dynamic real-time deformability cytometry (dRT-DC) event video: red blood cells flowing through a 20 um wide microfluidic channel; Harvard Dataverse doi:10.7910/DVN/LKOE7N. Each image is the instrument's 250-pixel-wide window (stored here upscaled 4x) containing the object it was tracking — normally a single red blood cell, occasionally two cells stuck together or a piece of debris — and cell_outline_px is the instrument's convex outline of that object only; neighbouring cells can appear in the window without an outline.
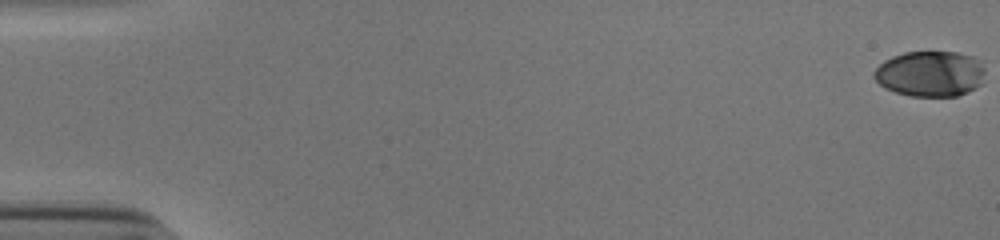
{"species": "human", "species_latin": "Homo sapiens", "temperature_condition": "cold", "stored_images_in_passage": 55, "camera_frame_rate_fps": 3000, "um_per_image_px": 0.085, "donor": {"sex": "male"}, "frame": {"image": 1, "passage_image": 1, "time_ms": 0.0, "image_size_px": [1000, 240], "cell_outline_px": [[984, 72], [980, 84], [976, 88], [968, 92], [956, 96], [908, 96], [884, 88], [872, 76], [872, 72], [884, 60], [892, 56], [904, 52], [956, 52], [976, 56], [980, 60], [984, 68]], "centroid_in_image_um": [79.06, 6.26], "position_along_channel_um": 5.9, "area_um2": 29.82}}
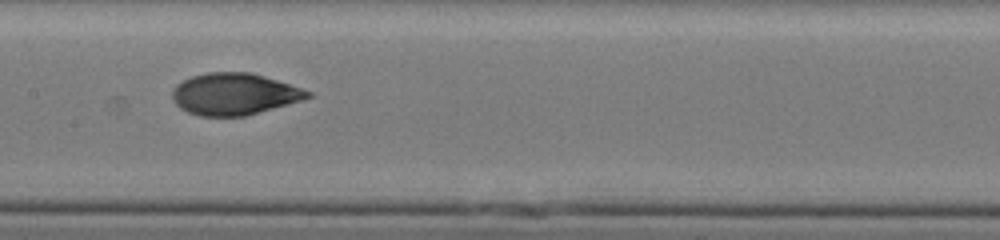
{"frame": {"image": 2, "passage_image": 29, "time_ms": 9.333, "image_size_px": [1000, 240], "cell_outline_px": [[312, 96], [300, 100], [244, 116], [200, 116], [188, 112], [180, 108], [172, 100], [172, 88], [176, 84], [192, 76], [208, 72], [252, 72], [312, 92]], "centroid_in_image_um": [19.85, 7.99], "position_along_channel_um": 187.6, "area_um2": 32.6}}
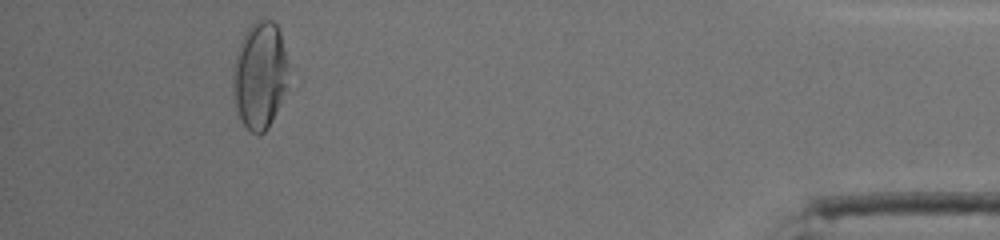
{"frame": {"image": 3, "passage_image": 51, "time_ms": 16.667, "image_size_px": [1000, 240], "cell_outline_px": [[284, 88], [280, 100], [272, 120], [268, 128], [264, 132], [252, 132], [244, 124], [240, 116], [236, 104], [232, 80], [232, 68], [236, 52], [240, 40], [244, 32], [252, 20], [260, 16], [272, 20], [276, 24], [280, 32], [284, 52]], "centroid_in_image_um": [22.01, 6.28], "position_along_channel_um": 413.2, "area_um2": 33.7}, "authors_computed_cell_mechanics": {"area_um2": 32.3102, "velocity_mm_per_s": 3.8571, "shape_relaxation_time_tau1_ms": 6.2816, "shape_relaxation_time_tau2_ms": 0.8508, "deformation_change_tau1": 0.2248, "deformation_change_tau2": 0.0511}}